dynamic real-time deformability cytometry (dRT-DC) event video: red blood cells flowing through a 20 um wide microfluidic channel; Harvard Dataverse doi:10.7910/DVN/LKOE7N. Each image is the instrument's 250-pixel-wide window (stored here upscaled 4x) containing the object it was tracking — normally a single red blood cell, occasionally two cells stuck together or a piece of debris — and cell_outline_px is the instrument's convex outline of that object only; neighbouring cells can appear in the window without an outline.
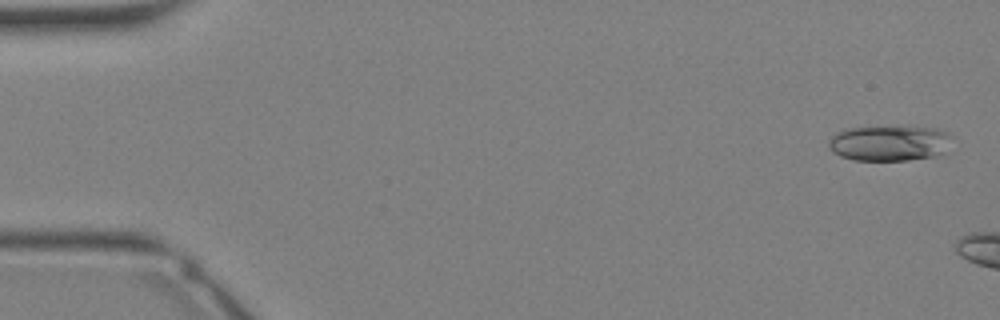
{"species": "Egyptian fruit bat (a non-hibernating species)", "species_latin": "Rousettus aegyptiacus", "temperature_condition": "warm", "stored_images_in_passage": 4, "camera_frame_rate_fps": 3000, "um_per_image_px": 0.085, "animal": {"sex": "female"}, "frame": {"image": 1, "passage_image": 1, "time_ms": 0.0, "image_size_px": [1000, 320], "cell_outline_px": [[948, 136], [944, 152], [932, 156], [908, 160], [856, 160], [840, 156], [832, 152], [828, 148], [828, 140], [836, 132], [844, 128], [936, 128], [948, 132]], "centroid_in_image_um": [75.48, 12.18], "position_along_channel_um": 9.5, "area_um2": 24.8}}